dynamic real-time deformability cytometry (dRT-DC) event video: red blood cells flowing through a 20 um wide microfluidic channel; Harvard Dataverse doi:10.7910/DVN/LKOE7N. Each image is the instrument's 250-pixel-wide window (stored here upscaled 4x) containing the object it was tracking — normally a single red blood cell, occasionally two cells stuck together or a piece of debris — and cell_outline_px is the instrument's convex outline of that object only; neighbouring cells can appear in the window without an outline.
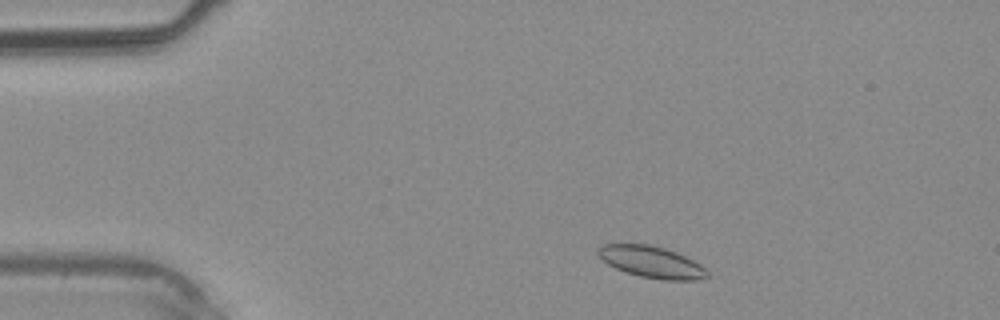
{"species": "common noctule bat (a hibernating species)", "species_latin": "Nyctalus noctula", "temperature_condition": "warm", "stored_images_in_passage": 35, "camera_frame_rate_fps": 3000, "um_per_image_px": 0.085, "animal": {"sex": "male", "body_mass_g": 20.4}, "frame": {"image": 1, "passage_image": 3, "time_ms": 0.667, "image_size_px": [1000, 320], "cell_outline_px": [[708, 276], [696, 280], [664, 280], [640, 276], [624, 272], [608, 264], [596, 252], [596, 248], [604, 244], [648, 244], [664, 248], [676, 252], [700, 264], [708, 272]], "centroid_in_image_um": [55.36, 22.27], "position_along_channel_um": 29.6, "area_um2": 19.94}}
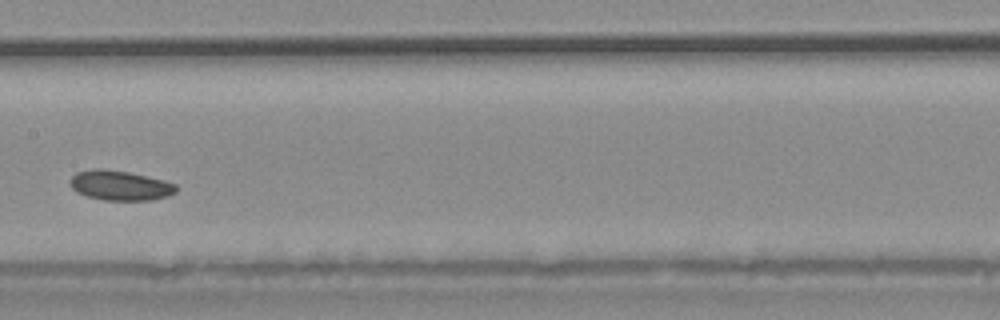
{"frame": {"image": 2, "passage_image": 16, "time_ms": 5.0, "image_size_px": [1000, 320], "cell_outline_px": [[176, 192], [168, 196], [152, 200], [104, 200], [88, 196], [76, 192], [72, 188], [72, 176], [76, 172], [92, 168], [100, 168], [128, 172], [164, 180], [176, 184]], "centroid_in_image_um": [10.22, 15.76], "position_along_channel_um": 197.2, "area_um2": 18.32}}
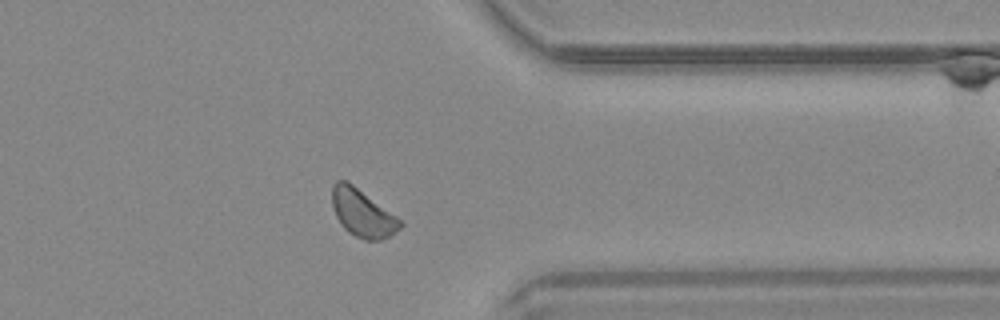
{"frame": {"image": 3, "passage_image": 27, "time_ms": 8.667, "image_size_px": [1000, 320], "cell_outline_px": [[404, 224], [400, 228], [388, 236], [380, 240], [364, 240], [348, 232], [340, 224], [336, 216], [332, 204], [332, 184], [336, 180], [348, 180], [396, 216]], "centroid_in_image_um": [30.78, 18.09], "position_along_channel_um": 380.6, "area_um2": 18.79}}